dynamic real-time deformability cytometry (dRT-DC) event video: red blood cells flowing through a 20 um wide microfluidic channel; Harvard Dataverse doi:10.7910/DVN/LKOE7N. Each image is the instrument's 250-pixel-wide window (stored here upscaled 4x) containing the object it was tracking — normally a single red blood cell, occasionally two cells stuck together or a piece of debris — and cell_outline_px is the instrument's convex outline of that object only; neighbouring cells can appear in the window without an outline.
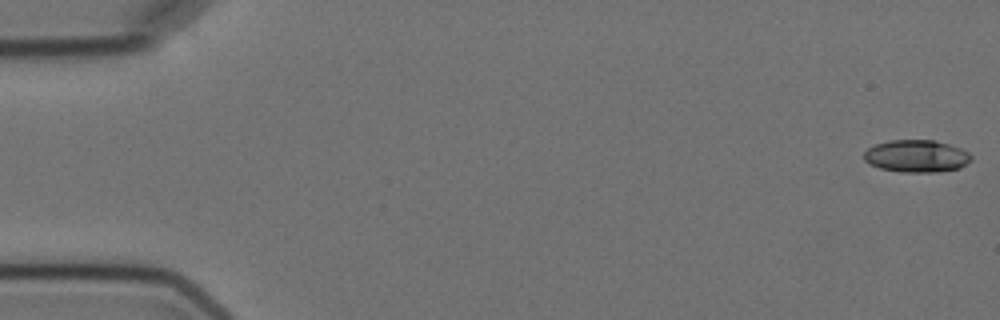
{"species": "Egyptian fruit bat (a non-hibernating species)", "species_latin": "Rousettus aegyptiacus", "temperature_condition": "cold", "stored_images_in_passage": 5, "camera_frame_rate_fps": 3000, "um_per_image_px": 0.085, "animal": {"sex": "female"}, "frame": {"image": 1, "passage_image": 1, "time_ms": 0.0, "image_size_px": [1000, 320], "cell_outline_px": [[972, 160], [960, 168], [936, 172], [900, 172], [880, 168], [868, 164], [864, 160], [864, 152], [868, 148], [876, 144], [888, 140], [936, 140], [960, 148], [968, 152], [972, 156]], "centroid_in_image_um": [77.9, 13.27], "position_along_channel_um": 7.1, "area_um2": 20.35}}
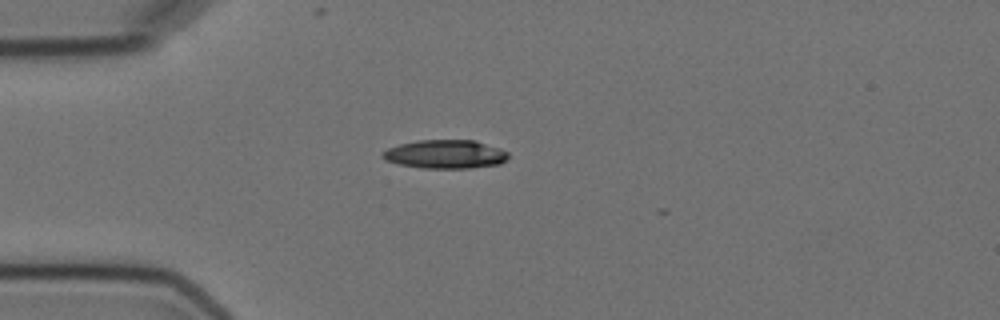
{"frame": {"image": 2, "passage_image": 5, "time_ms": 4.667, "image_size_px": [1000, 320], "cell_outline_px": [[508, 160], [500, 164], [472, 168], [424, 168], [400, 164], [384, 160], [380, 156], [380, 152], [388, 148], [400, 144], [416, 140], [476, 140], [500, 148], [508, 152]], "centroid_in_image_um": [37.86, 13.1], "position_along_channel_um": 47.1, "area_um2": 21.21}}